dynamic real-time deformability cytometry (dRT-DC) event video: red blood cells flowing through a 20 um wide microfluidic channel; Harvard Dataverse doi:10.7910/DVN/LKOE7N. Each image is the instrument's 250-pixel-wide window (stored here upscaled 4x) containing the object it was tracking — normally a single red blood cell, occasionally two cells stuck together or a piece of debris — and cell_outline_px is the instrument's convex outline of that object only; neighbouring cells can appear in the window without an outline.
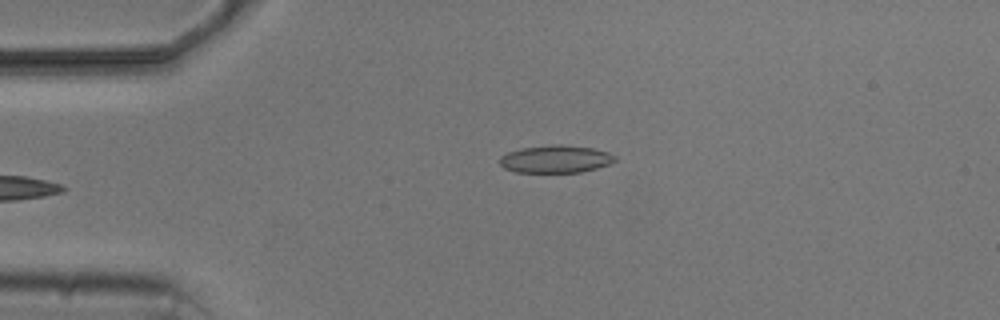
{"species": "common noctule bat (a hibernating species)", "species_latin": "Nyctalus noctula", "temperature_condition": "cold", "stored_images_in_passage": 4, "camera_frame_rate_fps": 3000, "um_per_image_px": 0.085, "animal": {"sex": "male", "body_mass_g": 20.5, "forearm_length_mm": 52.5}, "frame": {"image": 1, "passage_image": 4, "time_ms": 4.333, "image_size_px": [1000, 320], "cell_outline_px": [[620, 160], [596, 168], [580, 172], [516, 172], [504, 168], [500, 164], [500, 156], [508, 152], [520, 148], [552, 144], [560, 144], [592, 148], [608, 152], [616, 156]], "centroid_in_image_um": [47.24, 13.51], "position_along_channel_um": 37.8, "area_um2": 18.61}}